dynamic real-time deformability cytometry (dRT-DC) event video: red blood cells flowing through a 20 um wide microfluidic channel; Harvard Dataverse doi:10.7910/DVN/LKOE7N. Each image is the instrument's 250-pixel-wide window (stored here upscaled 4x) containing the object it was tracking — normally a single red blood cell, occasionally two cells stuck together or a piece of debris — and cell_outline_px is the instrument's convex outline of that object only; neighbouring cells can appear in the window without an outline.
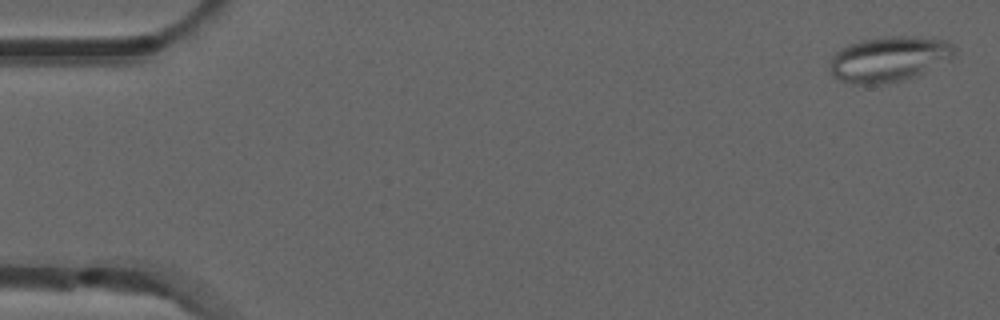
{"species": "common noctule bat (a hibernating species)", "species_latin": "Nyctalus noctula", "temperature_condition": "room temperature", "stored_images_in_passage": 5, "camera_frame_rate_fps": 3000, "um_per_image_px": 0.085, "animal": {"sex": "male", "forearm_length_mm": 52.5}, "frame": {"image": 1, "passage_image": 1, "time_ms": 0.0, "image_size_px": [1000, 320], "cell_outline_px": [[956, 52], [952, 60], [900, 80], [876, 84], [852, 84], [840, 80], [832, 76], [828, 68], [828, 64], [832, 56], [840, 48], [860, 40], [884, 36], [908, 36], [948, 40], [956, 48]], "centroid_in_image_um": [75.53, 5.0], "position_along_channel_um": 9.5, "area_um2": 32.95}}